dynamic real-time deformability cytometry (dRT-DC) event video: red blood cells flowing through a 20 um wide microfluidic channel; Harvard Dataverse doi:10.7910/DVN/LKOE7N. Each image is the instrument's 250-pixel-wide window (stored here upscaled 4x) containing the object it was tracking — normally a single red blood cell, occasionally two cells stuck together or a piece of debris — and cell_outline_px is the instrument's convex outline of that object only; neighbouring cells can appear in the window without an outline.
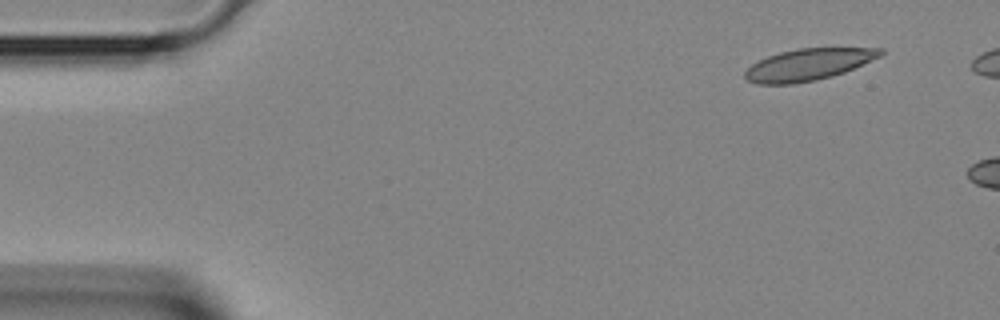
{"species": "Egyptian fruit bat (a non-hibernating species)", "species_latin": "Rousettus aegyptiacus", "temperature_condition": "room temperature", "stored_images_in_passage": 2, "camera_frame_rate_fps": 3000, "um_per_image_px": 0.085, "animal": {"sex": "female"}, "frame": {"image": 1, "passage_image": 1, "time_ms": 0.0, "image_size_px": [1000, 320], "cell_outline_px": [[884, 52], [880, 56], [844, 72], [832, 76], [816, 80], [792, 84], [756, 84], [748, 80], [744, 76], [744, 72], [752, 64], [768, 56], [780, 52], [796, 48], [884, 48]], "centroid_in_image_um": [68.68, 5.49], "position_along_channel_um": 16.3, "area_um2": 24.85}}